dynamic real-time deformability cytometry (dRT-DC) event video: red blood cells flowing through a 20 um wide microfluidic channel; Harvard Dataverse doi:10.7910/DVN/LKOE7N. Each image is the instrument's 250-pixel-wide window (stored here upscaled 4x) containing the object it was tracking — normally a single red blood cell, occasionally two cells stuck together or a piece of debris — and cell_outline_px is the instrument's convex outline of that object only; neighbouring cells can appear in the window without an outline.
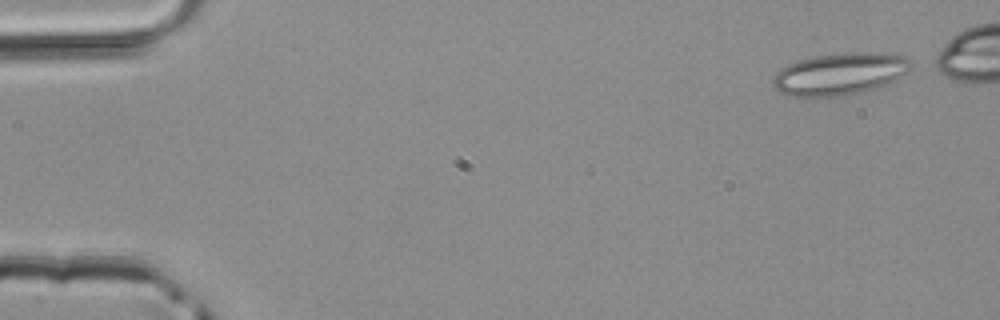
{"species": "common noctule bat (a hibernating species)", "species_latin": "Nyctalus noctula", "temperature_condition": "room temperature", "stored_images_in_passage": 12, "camera_frame_rate_fps": 3000, "um_per_image_px": 0.085, "animal": {"sex": "male", "body_mass_g": 20.4}, "frame": {"image": 1, "passage_image": 1, "time_ms": 0.0, "image_size_px": [1000, 320], "cell_outline_px": [[912, 68], [908, 72], [896, 80], [888, 84], [876, 88], [844, 96], [792, 96], [780, 92], [772, 84], [772, 80], [776, 72], [780, 68], [788, 64], [800, 60], [816, 56], [852, 52], [880, 52], [904, 56], [912, 60]], "centroid_in_image_um": [71.44, 6.28], "position_along_channel_um": 13.6, "area_um2": 33.99}}